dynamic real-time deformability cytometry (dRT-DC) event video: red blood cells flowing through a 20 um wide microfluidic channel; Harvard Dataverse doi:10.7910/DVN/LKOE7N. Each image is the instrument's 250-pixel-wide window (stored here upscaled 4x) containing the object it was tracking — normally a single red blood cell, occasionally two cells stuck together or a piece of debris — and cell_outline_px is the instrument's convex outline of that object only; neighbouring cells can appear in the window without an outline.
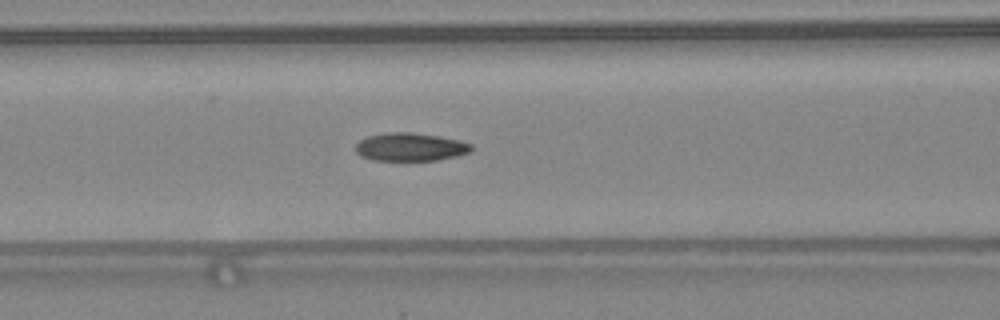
{"species": "common noctule bat (a hibernating species)", "species_latin": "Nyctalus noctula", "temperature_condition": "warm", "stored_images_in_passage": 48, "camera_frame_rate_fps": 3000, "um_per_image_px": 0.085, "animal": {"sex": "female", "body_mass_g": 24.6, "forearm_length_mm": 56.2}, "frame": {"image": 1, "passage_image": 21, "time_ms": 6.667, "image_size_px": [1000, 320], "cell_outline_px": [[472, 148], [468, 152], [456, 156], [436, 160], [372, 160], [360, 156], [356, 152], [356, 144], [360, 140], [368, 136], [388, 132], [408, 132], [440, 136], [460, 140], [472, 144]], "centroid_in_image_um": [34.86, 12.49], "position_along_channel_um": 131.7, "area_um2": 18.9}, "authors_computed_cell_mechanics": {"area_um2": 18.785, "velocity_mm_per_s": 4.3986, "shape_relaxation_time_tau1_ms": 5.2014, "shape_relaxation_time_tau2_ms": 1.5015, "deformation_change_tau1": 0.2018, "deformation_change_tau2": 0.0831}}